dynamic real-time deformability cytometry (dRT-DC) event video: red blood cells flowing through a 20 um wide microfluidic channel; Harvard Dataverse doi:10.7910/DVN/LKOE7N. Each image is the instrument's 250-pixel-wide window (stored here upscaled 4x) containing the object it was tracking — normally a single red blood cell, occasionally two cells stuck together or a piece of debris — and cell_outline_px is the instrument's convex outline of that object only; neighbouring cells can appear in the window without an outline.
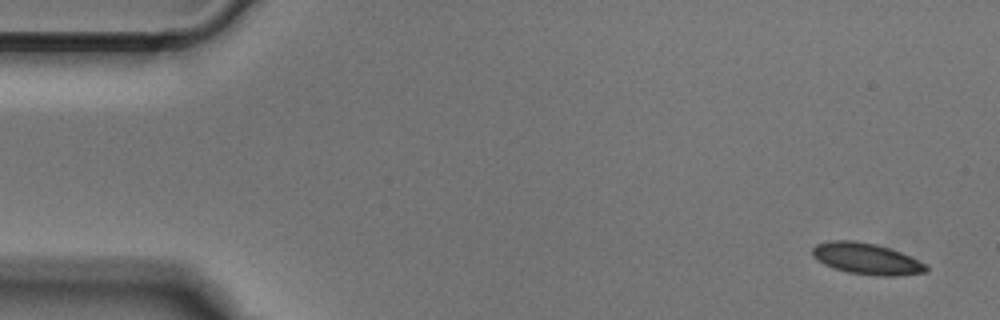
{"species": "Egyptian fruit bat (a non-hibernating species)", "species_latin": "Rousettus aegyptiacus", "temperature_condition": "cold", "stored_images_in_passage": 49, "camera_frame_rate_fps": 3000, "um_per_image_px": 0.085, "animal": {"sex": "male"}, "frame": {"image": 1, "passage_image": 1, "time_ms": 0.0, "image_size_px": [1000, 320], "cell_outline_px": [[928, 272], [896, 276], [876, 276], [848, 272], [832, 268], [816, 260], [812, 256], [812, 248], [816, 244], [832, 240], [856, 240], [876, 244], [900, 252], [924, 264], [928, 268]], "centroid_in_image_um": [73.6, 21.99], "position_along_channel_um": 11.4, "area_um2": 20.75}}
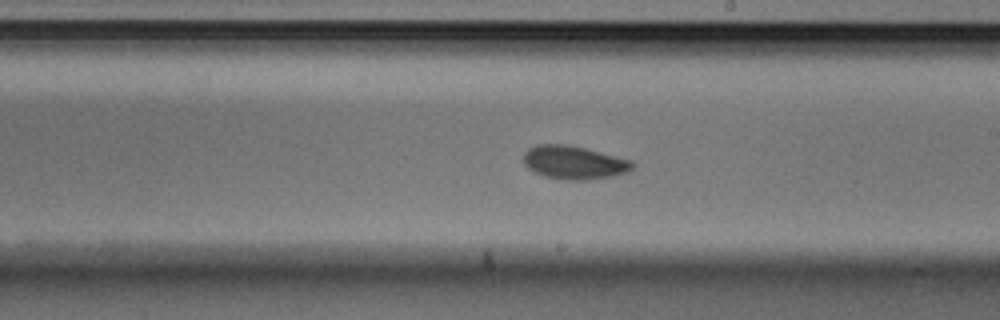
{"frame": {"image": 2, "passage_image": 27, "time_ms": 8.667, "image_size_px": [1000, 320], "cell_outline_px": [[636, 164], [628, 172], [612, 176], [584, 180], [564, 180], [544, 176], [528, 168], [524, 164], [524, 152], [528, 148], [536, 144], [568, 144], [632, 160]], "centroid_in_image_um": [48.79, 13.81], "position_along_channel_um": 240.2, "area_um2": 21.21}}
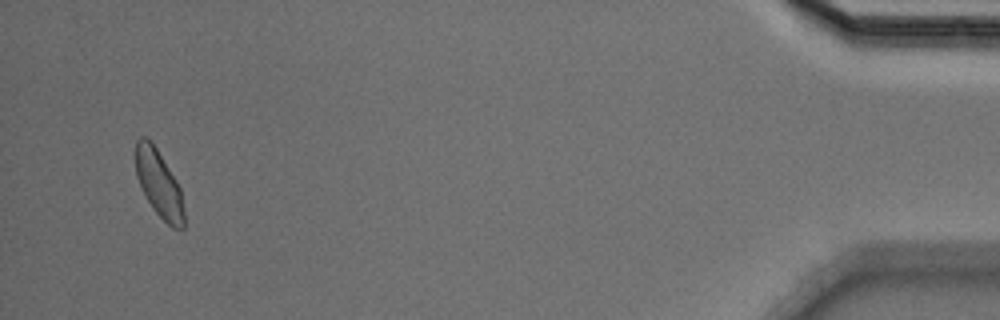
{"frame": {"image": 3, "passage_image": 47, "time_ms": 15.333, "image_size_px": [1000, 320], "cell_outline_px": [[184, 228], [172, 228], [152, 208], [136, 176], [136, 140], [140, 136], [148, 136], [156, 148], [176, 180], [180, 188], [184, 208]], "centroid_in_image_um": [13.51, 15.6], "position_along_channel_um": 421.7, "area_um2": 18.67}}